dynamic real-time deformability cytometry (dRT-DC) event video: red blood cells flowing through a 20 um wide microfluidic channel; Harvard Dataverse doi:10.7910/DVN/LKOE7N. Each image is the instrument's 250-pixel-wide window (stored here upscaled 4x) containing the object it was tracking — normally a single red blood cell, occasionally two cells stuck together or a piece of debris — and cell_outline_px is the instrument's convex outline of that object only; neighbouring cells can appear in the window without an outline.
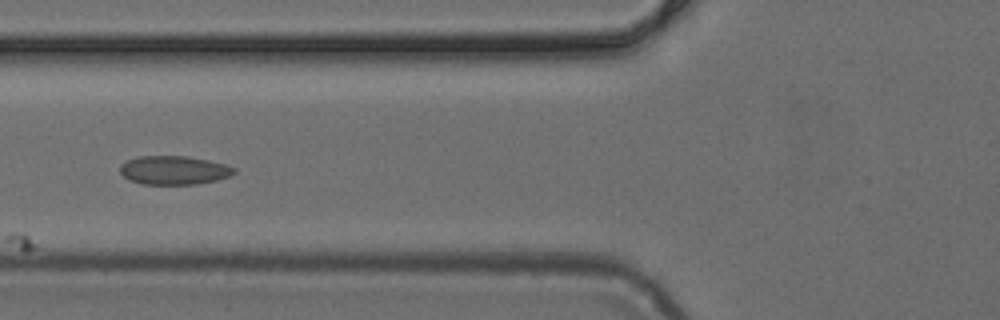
{"species": "common noctule bat (a hibernating species)", "species_latin": "Nyctalus noctula", "temperature_condition": "cold", "stored_images_in_passage": 6, "camera_frame_rate_fps": 3000, "um_per_image_px": 0.085, "animal": {"sex": "female", "body_mass_g": 24.6, "forearm_length_mm": 56.2}, "frame": {"image": 1, "passage_image": 4, "time_ms": 1.0, "image_size_px": [1000, 320], "cell_outline_px": [[236, 172], [228, 176], [216, 180], [196, 184], [140, 184], [128, 180], [120, 172], [120, 164], [128, 160], [140, 156], [188, 156], [228, 164], [236, 168]], "centroid_in_image_um": [14.79, 14.46], "position_along_channel_um": 111.0, "area_um2": 19.19}}